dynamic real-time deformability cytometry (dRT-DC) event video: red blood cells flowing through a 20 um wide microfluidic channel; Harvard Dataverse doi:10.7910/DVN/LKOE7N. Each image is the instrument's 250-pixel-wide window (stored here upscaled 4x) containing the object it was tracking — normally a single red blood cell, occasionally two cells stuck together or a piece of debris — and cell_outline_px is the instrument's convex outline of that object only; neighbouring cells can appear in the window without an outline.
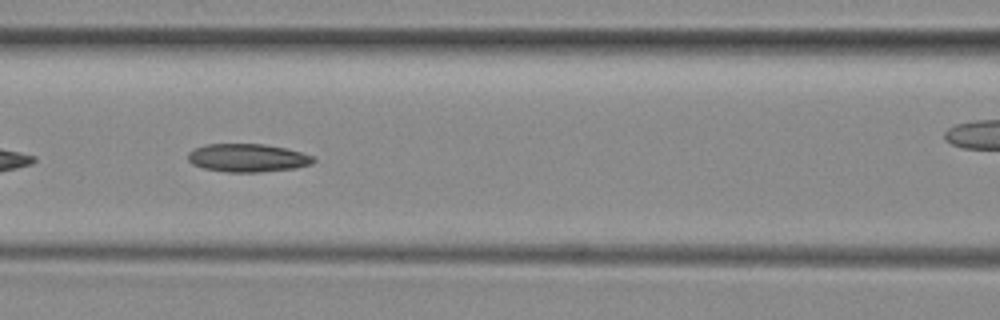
{"species": "common noctule bat (a hibernating species)", "species_latin": "Nyctalus noctula", "temperature_condition": "room temperature", "stored_images_in_passage": 51, "camera_frame_rate_fps": 3000, "um_per_image_px": 0.085, "animal": {"sex": "female", "body_mass_g": 29.2, "forearm_length_mm": 56.3}, "frame": {"image": 1, "passage_image": 22, "time_ms": 7.0, "image_size_px": [1000, 320], "cell_outline_px": [[316, 160], [312, 164], [296, 168], [260, 172], [224, 172], [204, 168], [192, 164], [188, 160], [188, 152], [204, 144], [264, 144], [288, 148], [316, 156]], "centroid_in_image_um": [21.09, 13.42], "position_along_channel_um": 145.5, "area_um2": 20.87}}